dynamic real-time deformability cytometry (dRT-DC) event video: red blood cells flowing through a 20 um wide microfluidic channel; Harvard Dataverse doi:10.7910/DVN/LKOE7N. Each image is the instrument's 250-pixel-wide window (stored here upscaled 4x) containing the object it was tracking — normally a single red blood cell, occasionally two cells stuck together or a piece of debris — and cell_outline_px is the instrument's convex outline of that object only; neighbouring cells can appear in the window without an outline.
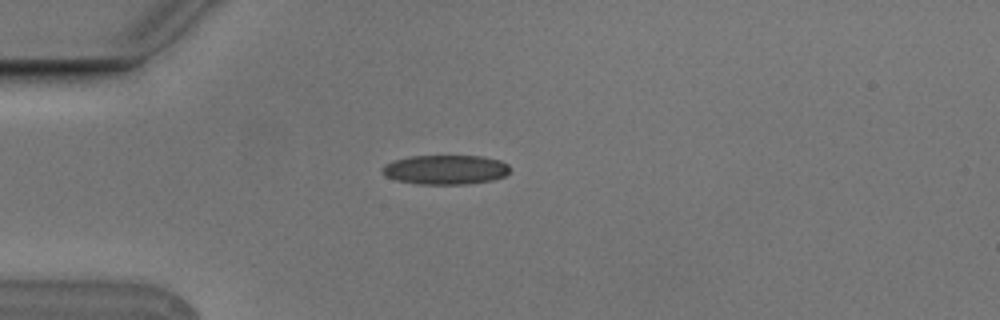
{"species": "Egyptian fruit bat (a non-hibernating species)", "species_latin": "Rousettus aegyptiacus", "temperature_condition": "cold", "stored_images_in_passage": 6, "camera_frame_rate_fps": 3000, "um_per_image_px": 0.085, "animal": {"sex": "male"}, "frame": {"image": 1, "passage_image": 4, "time_ms": 1.0, "image_size_px": [1000, 320], "cell_outline_px": [[508, 172], [504, 176], [492, 180], [468, 184], [416, 184], [396, 180], [384, 176], [380, 168], [384, 164], [408, 156], [480, 156], [500, 160], [508, 164]], "centroid_in_image_um": [37.82, 14.42], "position_along_channel_um": 47.2, "area_um2": 21.96}}